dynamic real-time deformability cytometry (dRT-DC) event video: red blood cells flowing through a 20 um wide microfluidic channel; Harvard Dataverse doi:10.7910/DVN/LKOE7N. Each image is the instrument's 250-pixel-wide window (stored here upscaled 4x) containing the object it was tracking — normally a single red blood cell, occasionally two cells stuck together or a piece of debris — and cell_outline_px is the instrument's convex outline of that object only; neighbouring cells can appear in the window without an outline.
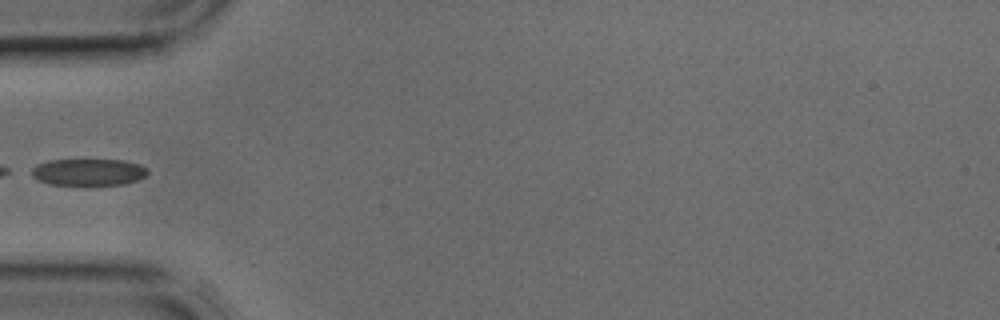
{"species": "common noctule bat (a hibernating species)", "species_latin": "Nyctalus noctula", "temperature_condition": "cold", "stored_images_in_passage": 5, "segment_of_instrument_passage": [2, 2], "camera_frame_rate_fps": 3000, "um_per_image_px": 0.085, "animal": {"sex": "male", "body_mass_g": 17.9, "forearm_length_mm": 54.2}, "frame": {"image": 1, "passage_image": 5, "time_ms": 1.333, "image_size_px": [1000, 320], "cell_outline_px": [[148, 172], [144, 176], [136, 180], [124, 184], [48, 184], [36, 180], [32, 176], [32, 168], [36, 164], [48, 160], [124, 160], [140, 164], [148, 168]], "centroid_in_image_um": [7.49, 14.61], "position_along_channel_um": 77.5, "area_um2": 18.03}}